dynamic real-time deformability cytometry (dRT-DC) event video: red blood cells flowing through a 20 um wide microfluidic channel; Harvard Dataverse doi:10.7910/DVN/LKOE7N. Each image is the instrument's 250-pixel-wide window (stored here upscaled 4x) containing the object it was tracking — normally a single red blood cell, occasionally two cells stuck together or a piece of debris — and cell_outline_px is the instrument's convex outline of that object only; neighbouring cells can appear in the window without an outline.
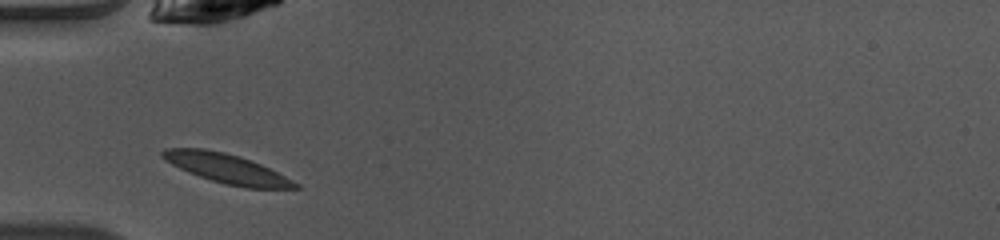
{"species": "common noctule bat (a hibernating species)", "species_latin": "Nyctalus noctula", "temperature_condition": "warm", "stored_images_in_passage": 32, "camera_frame_rate_fps": 3000, "um_per_image_px": 0.085, "animal": {"sex": "female", "body_mass_g": 10.0, "forearm_length_mm": 53.1}, "frame": {"image": 1, "passage_image": 1, "time_ms": 0.0, "image_size_px": [1000, 240], "cell_outline_px": [[300, 188], [244, 188], [224, 184], [200, 176], [180, 168], [164, 160], [160, 156], [160, 152], [164, 148], [204, 148], [224, 152], [240, 156], [260, 164], [300, 184]], "centroid_in_image_um": [19.24, 14.31], "position_along_channel_um": 65.8, "area_um2": 22.54}}
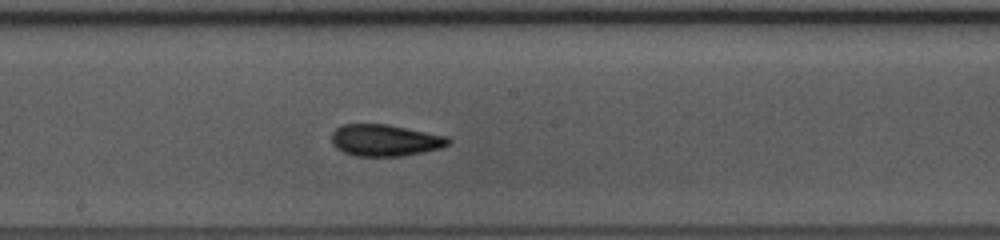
{"frame": {"image": 2, "passage_image": 12, "time_ms": 3.667, "image_size_px": [1000, 240], "cell_outline_px": [[452, 140], [448, 144], [440, 148], [424, 152], [400, 156], [356, 156], [344, 152], [336, 148], [332, 144], [332, 132], [340, 124], [388, 124], [448, 136]], "centroid_in_image_um": [32.73, 11.91], "position_along_channel_um": 215.5, "area_um2": 21.68}}
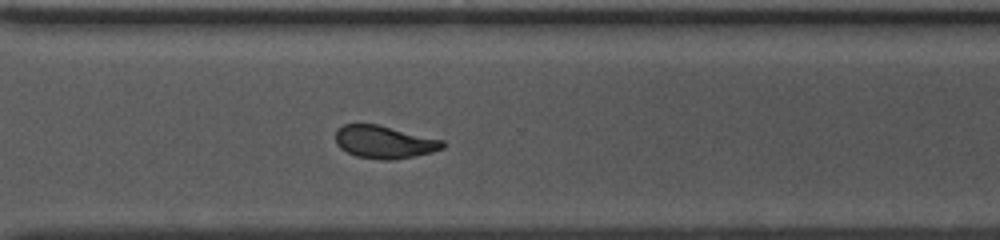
{"frame": {"image": 3, "passage_image": 21, "time_ms": 6.667, "image_size_px": [1000, 240], "cell_outline_px": [[448, 144], [444, 148], [432, 152], [416, 156], [392, 160], [384, 160], [356, 156], [340, 148], [336, 144], [336, 132], [344, 124], [376, 124], [444, 140]], "centroid_in_image_um": [32.71, 12.08], "position_along_channel_um": 337.9, "area_um2": 20.4}, "authors_computed_cell_mechanics": {"area_um2": 21.0681, "velocity_mm_per_s": 4.0949, "shape_relaxation_time_tau1_ms": 4.7042, "shape_relaxation_time_tau2_ms": 2.6829, "deformation_change_tau1": 0.1389, "deformation_change_tau2": 0.0554}}